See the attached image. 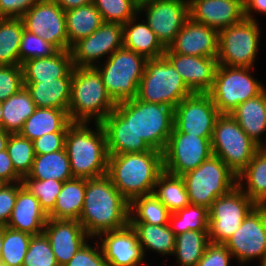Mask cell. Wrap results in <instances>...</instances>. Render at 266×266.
Here are the masks:
<instances>
[{
  "mask_svg": "<svg viewBox=\"0 0 266 266\" xmlns=\"http://www.w3.org/2000/svg\"><path fill=\"white\" fill-rule=\"evenodd\" d=\"M90 238L129 224V202L107 175L86 179L85 198L78 220Z\"/></svg>",
  "mask_w": 266,
  "mask_h": 266,
  "instance_id": "1",
  "label": "cell"
},
{
  "mask_svg": "<svg viewBox=\"0 0 266 266\" xmlns=\"http://www.w3.org/2000/svg\"><path fill=\"white\" fill-rule=\"evenodd\" d=\"M163 171V153L152 149L109 155L106 175L130 203L137 197L153 193L156 180Z\"/></svg>",
  "mask_w": 266,
  "mask_h": 266,
  "instance_id": "2",
  "label": "cell"
},
{
  "mask_svg": "<svg viewBox=\"0 0 266 266\" xmlns=\"http://www.w3.org/2000/svg\"><path fill=\"white\" fill-rule=\"evenodd\" d=\"M92 131L87 123H73L65 137L71 172L77 178H98L107 174L106 134L101 123Z\"/></svg>",
  "mask_w": 266,
  "mask_h": 266,
  "instance_id": "3",
  "label": "cell"
},
{
  "mask_svg": "<svg viewBox=\"0 0 266 266\" xmlns=\"http://www.w3.org/2000/svg\"><path fill=\"white\" fill-rule=\"evenodd\" d=\"M101 74L95 67H76L72 70V88L68 115L72 123H101L115 107Z\"/></svg>",
  "mask_w": 266,
  "mask_h": 266,
  "instance_id": "4",
  "label": "cell"
},
{
  "mask_svg": "<svg viewBox=\"0 0 266 266\" xmlns=\"http://www.w3.org/2000/svg\"><path fill=\"white\" fill-rule=\"evenodd\" d=\"M114 110L152 149L164 152L174 128V108L134 98L118 102Z\"/></svg>",
  "mask_w": 266,
  "mask_h": 266,
  "instance_id": "5",
  "label": "cell"
},
{
  "mask_svg": "<svg viewBox=\"0 0 266 266\" xmlns=\"http://www.w3.org/2000/svg\"><path fill=\"white\" fill-rule=\"evenodd\" d=\"M190 204L211 207L219 197L228 194L238 185L237 175L225 162L211 155L196 169L181 176Z\"/></svg>",
  "mask_w": 266,
  "mask_h": 266,
  "instance_id": "6",
  "label": "cell"
},
{
  "mask_svg": "<svg viewBox=\"0 0 266 266\" xmlns=\"http://www.w3.org/2000/svg\"><path fill=\"white\" fill-rule=\"evenodd\" d=\"M192 94L193 92L165 56L146 60L137 99L175 108L181 100Z\"/></svg>",
  "mask_w": 266,
  "mask_h": 266,
  "instance_id": "7",
  "label": "cell"
},
{
  "mask_svg": "<svg viewBox=\"0 0 266 266\" xmlns=\"http://www.w3.org/2000/svg\"><path fill=\"white\" fill-rule=\"evenodd\" d=\"M146 60L141 54L122 47L108 57L106 64L95 66L116 103L137 97Z\"/></svg>",
  "mask_w": 266,
  "mask_h": 266,
  "instance_id": "8",
  "label": "cell"
},
{
  "mask_svg": "<svg viewBox=\"0 0 266 266\" xmlns=\"http://www.w3.org/2000/svg\"><path fill=\"white\" fill-rule=\"evenodd\" d=\"M212 154L238 176L260 148L230 114H220L211 139Z\"/></svg>",
  "mask_w": 266,
  "mask_h": 266,
  "instance_id": "9",
  "label": "cell"
},
{
  "mask_svg": "<svg viewBox=\"0 0 266 266\" xmlns=\"http://www.w3.org/2000/svg\"><path fill=\"white\" fill-rule=\"evenodd\" d=\"M251 68L218 65L207 92L220 114H230L240 103L261 94L265 88L251 76Z\"/></svg>",
  "mask_w": 266,
  "mask_h": 266,
  "instance_id": "10",
  "label": "cell"
},
{
  "mask_svg": "<svg viewBox=\"0 0 266 266\" xmlns=\"http://www.w3.org/2000/svg\"><path fill=\"white\" fill-rule=\"evenodd\" d=\"M260 29L254 19L241 22L219 31L218 64L231 67L253 68L259 50Z\"/></svg>",
  "mask_w": 266,
  "mask_h": 266,
  "instance_id": "11",
  "label": "cell"
},
{
  "mask_svg": "<svg viewBox=\"0 0 266 266\" xmlns=\"http://www.w3.org/2000/svg\"><path fill=\"white\" fill-rule=\"evenodd\" d=\"M257 205L237 185L209 208V242L224 244Z\"/></svg>",
  "mask_w": 266,
  "mask_h": 266,
  "instance_id": "12",
  "label": "cell"
},
{
  "mask_svg": "<svg viewBox=\"0 0 266 266\" xmlns=\"http://www.w3.org/2000/svg\"><path fill=\"white\" fill-rule=\"evenodd\" d=\"M212 137H199L173 128L163 152L164 171L182 176L196 169L212 154Z\"/></svg>",
  "mask_w": 266,
  "mask_h": 266,
  "instance_id": "13",
  "label": "cell"
},
{
  "mask_svg": "<svg viewBox=\"0 0 266 266\" xmlns=\"http://www.w3.org/2000/svg\"><path fill=\"white\" fill-rule=\"evenodd\" d=\"M242 264L266 258V205H257L242 221L239 229L224 243Z\"/></svg>",
  "mask_w": 266,
  "mask_h": 266,
  "instance_id": "14",
  "label": "cell"
},
{
  "mask_svg": "<svg viewBox=\"0 0 266 266\" xmlns=\"http://www.w3.org/2000/svg\"><path fill=\"white\" fill-rule=\"evenodd\" d=\"M24 29L38 35L57 50H69L65 11L54 0H41L21 17Z\"/></svg>",
  "mask_w": 266,
  "mask_h": 266,
  "instance_id": "15",
  "label": "cell"
},
{
  "mask_svg": "<svg viewBox=\"0 0 266 266\" xmlns=\"http://www.w3.org/2000/svg\"><path fill=\"white\" fill-rule=\"evenodd\" d=\"M219 115L217 107L207 93H193L174 108V127L179 132L212 137Z\"/></svg>",
  "mask_w": 266,
  "mask_h": 266,
  "instance_id": "16",
  "label": "cell"
},
{
  "mask_svg": "<svg viewBox=\"0 0 266 266\" xmlns=\"http://www.w3.org/2000/svg\"><path fill=\"white\" fill-rule=\"evenodd\" d=\"M122 47V24L104 22L91 35L74 43L70 51L74 66L95 67L98 59L108 54L109 57L114 51Z\"/></svg>",
  "mask_w": 266,
  "mask_h": 266,
  "instance_id": "17",
  "label": "cell"
},
{
  "mask_svg": "<svg viewBox=\"0 0 266 266\" xmlns=\"http://www.w3.org/2000/svg\"><path fill=\"white\" fill-rule=\"evenodd\" d=\"M161 44L168 48L189 18L188 0H155L139 9ZM141 11V12H140Z\"/></svg>",
  "mask_w": 266,
  "mask_h": 266,
  "instance_id": "18",
  "label": "cell"
},
{
  "mask_svg": "<svg viewBox=\"0 0 266 266\" xmlns=\"http://www.w3.org/2000/svg\"><path fill=\"white\" fill-rule=\"evenodd\" d=\"M218 39L217 30L189 17L168 49L181 55L217 58Z\"/></svg>",
  "mask_w": 266,
  "mask_h": 266,
  "instance_id": "19",
  "label": "cell"
},
{
  "mask_svg": "<svg viewBox=\"0 0 266 266\" xmlns=\"http://www.w3.org/2000/svg\"><path fill=\"white\" fill-rule=\"evenodd\" d=\"M43 233L48 238L59 266H65L88 242L89 235L78 220L49 218Z\"/></svg>",
  "mask_w": 266,
  "mask_h": 266,
  "instance_id": "20",
  "label": "cell"
},
{
  "mask_svg": "<svg viewBox=\"0 0 266 266\" xmlns=\"http://www.w3.org/2000/svg\"><path fill=\"white\" fill-rule=\"evenodd\" d=\"M189 17L218 32L245 18L244 0H188Z\"/></svg>",
  "mask_w": 266,
  "mask_h": 266,
  "instance_id": "21",
  "label": "cell"
},
{
  "mask_svg": "<svg viewBox=\"0 0 266 266\" xmlns=\"http://www.w3.org/2000/svg\"><path fill=\"white\" fill-rule=\"evenodd\" d=\"M164 56L193 93H207L211 89L219 65L217 58L181 55L168 48Z\"/></svg>",
  "mask_w": 266,
  "mask_h": 266,
  "instance_id": "22",
  "label": "cell"
},
{
  "mask_svg": "<svg viewBox=\"0 0 266 266\" xmlns=\"http://www.w3.org/2000/svg\"><path fill=\"white\" fill-rule=\"evenodd\" d=\"M98 237L102 240L100 245L108 266H139L142 263L144 254L130 224L103 232Z\"/></svg>",
  "mask_w": 266,
  "mask_h": 266,
  "instance_id": "23",
  "label": "cell"
},
{
  "mask_svg": "<svg viewBox=\"0 0 266 266\" xmlns=\"http://www.w3.org/2000/svg\"><path fill=\"white\" fill-rule=\"evenodd\" d=\"M48 219L38 199L22 185L18 189L15 206L6 226L31 235H39L43 233Z\"/></svg>",
  "mask_w": 266,
  "mask_h": 266,
  "instance_id": "24",
  "label": "cell"
},
{
  "mask_svg": "<svg viewBox=\"0 0 266 266\" xmlns=\"http://www.w3.org/2000/svg\"><path fill=\"white\" fill-rule=\"evenodd\" d=\"M101 125L106 134L108 155L141 153L152 150L143 138L134 133L129 123L115 110L107 115Z\"/></svg>",
  "mask_w": 266,
  "mask_h": 266,
  "instance_id": "25",
  "label": "cell"
},
{
  "mask_svg": "<svg viewBox=\"0 0 266 266\" xmlns=\"http://www.w3.org/2000/svg\"><path fill=\"white\" fill-rule=\"evenodd\" d=\"M24 83H40L57 78H72L71 51L58 50L50 57H39L21 64Z\"/></svg>",
  "mask_w": 266,
  "mask_h": 266,
  "instance_id": "26",
  "label": "cell"
},
{
  "mask_svg": "<svg viewBox=\"0 0 266 266\" xmlns=\"http://www.w3.org/2000/svg\"><path fill=\"white\" fill-rule=\"evenodd\" d=\"M230 115L241 129L259 146L260 136L266 131V89L254 98L240 103Z\"/></svg>",
  "mask_w": 266,
  "mask_h": 266,
  "instance_id": "27",
  "label": "cell"
},
{
  "mask_svg": "<svg viewBox=\"0 0 266 266\" xmlns=\"http://www.w3.org/2000/svg\"><path fill=\"white\" fill-rule=\"evenodd\" d=\"M137 16L123 24V47L141 54L146 59L164 56L165 47L145 20L135 23Z\"/></svg>",
  "mask_w": 266,
  "mask_h": 266,
  "instance_id": "28",
  "label": "cell"
},
{
  "mask_svg": "<svg viewBox=\"0 0 266 266\" xmlns=\"http://www.w3.org/2000/svg\"><path fill=\"white\" fill-rule=\"evenodd\" d=\"M72 124L68 110L37 107L19 134L33 141L47 133L67 132Z\"/></svg>",
  "mask_w": 266,
  "mask_h": 266,
  "instance_id": "29",
  "label": "cell"
},
{
  "mask_svg": "<svg viewBox=\"0 0 266 266\" xmlns=\"http://www.w3.org/2000/svg\"><path fill=\"white\" fill-rule=\"evenodd\" d=\"M36 107L68 110L72 78H57L40 83H24Z\"/></svg>",
  "mask_w": 266,
  "mask_h": 266,
  "instance_id": "30",
  "label": "cell"
},
{
  "mask_svg": "<svg viewBox=\"0 0 266 266\" xmlns=\"http://www.w3.org/2000/svg\"><path fill=\"white\" fill-rule=\"evenodd\" d=\"M86 189V178L66 180L58 194L54 209L49 218L57 220H79L82 212Z\"/></svg>",
  "mask_w": 266,
  "mask_h": 266,
  "instance_id": "31",
  "label": "cell"
},
{
  "mask_svg": "<svg viewBox=\"0 0 266 266\" xmlns=\"http://www.w3.org/2000/svg\"><path fill=\"white\" fill-rule=\"evenodd\" d=\"M238 186L256 205H266V150L260 147L237 176ZM247 186H243V180Z\"/></svg>",
  "mask_w": 266,
  "mask_h": 266,
  "instance_id": "32",
  "label": "cell"
},
{
  "mask_svg": "<svg viewBox=\"0 0 266 266\" xmlns=\"http://www.w3.org/2000/svg\"><path fill=\"white\" fill-rule=\"evenodd\" d=\"M65 16L69 50L74 43L91 35L104 23L94 3L67 10Z\"/></svg>",
  "mask_w": 266,
  "mask_h": 266,
  "instance_id": "33",
  "label": "cell"
},
{
  "mask_svg": "<svg viewBox=\"0 0 266 266\" xmlns=\"http://www.w3.org/2000/svg\"><path fill=\"white\" fill-rule=\"evenodd\" d=\"M36 105L25 87L2 101V128L10 134L19 133L24 122L34 113Z\"/></svg>",
  "mask_w": 266,
  "mask_h": 266,
  "instance_id": "34",
  "label": "cell"
},
{
  "mask_svg": "<svg viewBox=\"0 0 266 266\" xmlns=\"http://www.w3.org/2000/svg\"><path fill=\"white\" fill-rule=\"evenodd\" d=\"M69 157L65 148L60 151L36 155L30 173L23 179L48 180L65 182L72 179Z\"/></svg>",
  "mask_w": 266,
  "mask_h": 266,
  "instance_id": "35",
  "label": "cell"
},
{
  "mask_svg": "<svg viewBox=\"0 0 266 266\" xmlns=\"http://www.w3.org/2000/svg\"><path fill=\"white\" fill-rule=\"evenodd\" d=\"M129 224L137 234L144 256H146L145 249L156 251L163 256L174 254L176 236L169 225Z\"/></svg>",
  "mask_w": 266,
  "mask_h": 266,
  "instance_id": "36",
  "label": "cell"
},
{
  "mask_svg": "<svg viewBox=\"0 0 266 266\" xmlns=\"http://www.w3.org/2000/svg\"><path fill=\"white\" fill-rule=\"evenodd\" d=\"M153 194L166 206L170 213H175L190 204L182 177L166 171H163L156 180Z\"/></svg>",
  "mask_w": 266,
  "mask_h": 266,
  "instance_id": "37",
  "label": "cell"
},
{
  "mask_svg": "<svg viewBox=\"0 0 266 266\" xmlns=\"http://www.w3.org/2000/svg\"><path fill=\"white\" fill-rule=\"evenodd\" d=\"M170 214L153 193L137 197L129 203V223L168 225Z\"/></svg>",
  "mask_w": 266,
  "mask_h": 266,
  "instance_id": "38",
  "label": "cell"
},
{
  "mask_svg": "<svg viewBox=\"0 0 266 266\" xmlns=\"http://www.w3.org/2000/svg\"><path fill=\"white\" fill-rule=\"evenodd\" d=\"M23 30L21 18L0 17V65H19Z\"/></svg>",
  "mask_w": 266,
  "mask_h": 266,
  "instance_id": "39",
  "label": "cell"
},
{
  "mask_svg": "<svg viewBox=\"0 0 266 266\" xmlns=\"http://www.w3.org/2000/svg\"><path fill=\"white\" fill-rule=\"evenodd\" d=\"M209 231H187L176 236L174 254L180 266H196L209 243Z\"/></svg>",
  "mask_w": 266,
  "mask_h": 266,
  "instance_id": "40",
  "label": "cell"
},
{
  "mask_svg": "<svg viewBox=\"0 0 266 266\" xmlns=\"http://www.w3.org/2000/svg\"><path fill=\"white\" fill-rule=\"evenodd\" d=\"M168 225L175 236L187 231H209V209L189 204L185 208L171 213Z\"/></svg>",
  "mask_w": 266,
  "mask_h": 266,
  "instance_id": "41",
  "label": "cell"
},
{
  "mask_svg": "<svg viewBox=\"0 0 266 266\" xmlns=\"http://www.w3.org/2000/svg\"><path fill=\"white\" fill-rule=\"evenodd\" d=\"M32 235L3 227L1 266H22Z\"/></svg>",
  "mask_w": 266,
  "mask_h": 266,
  "instance_id": "42",
  "label": "cell"
},
{
  "mask_svg": "<svg viewBox=\"0 0 266 266\" xmlns=\"http://www.w3.org/2000/svg\"><path fill=\"white\" fill-rule=\"evenodd\" d=\"M6 149L15 171L22 178L26 177L32 169L36 156L33 141L22 137L19 133L10 134Z\"/></svg>",
  "mask_w": 266,
  "mask_h": 266,
  "instance_id": "43",
  "label": "cell"
},
{
  "mask_svg": "<svg viewBox=\"0 0 266 266\" xmlns=\"http://www.w3.org/2000/svg\"><path fill=\"white\" fill-rule=\"evenodd\" d=\"M93 3L104 22L123 25L139 14V10L132 0H94Z\"/></svg>",
  "mask_w": 266,
  "mask_h": 266,
  "instance_id": "44",
  "label": "cell"
},
{
  "mask_svg": "<svg viewBox=\"0 0 266 266\" xmlns=\"http://www.w3.org/2000/svg\"><path fill=\"white\" fill-rule=\"evenodd\" d=\"M22 183L38 199L47 215L54 209L57 196L64 184L55 179H22Z\"/></svg>",
  "mask_w": 266,
  "mask_h": 266,
  "instance_id": "45",
  "label": "cell"
},
{
  "mask_svg": "<svg viewBox=\"0 0 266 266\" xmlns=\"http://www.w3.org/2000/svg\"><path fill=\"white\" fill-rule=\"evenodd\" d=\"M22 266H59L44 233L32 235Z\"/></svg>",
  "mask_w": 266,
  "mask_h": 266,
  "instance_id": "46",
  "label": "cell"
},
{
  "mask_svg": "<svg viewBox=\"0 0 266 266\" xmlns=\"http://www.w3.org/2000/svg\"><path fill=\"white\" fill-rule=\"evenodd\" d=\"M57 51L52 44L24 29L19 47V65L33 58L50 57Z\"/></svg>",
  "mask_w": 266,
  "mask_h": 266,
  "instance_id": "47",
  "label": "cell"
},
{
  "mask_svg": "<svg viewBox=\"0 0 266 266\" xmlns=\"http://www.w3.org/2000/svg\"><path fill=\"white\" fill-rule=\"evenodd\" d=\"M23 87L21 65H0V101L8 99Z\"/></svg>",
  "mask_w": 266,
  "mask_h": 266,
  "instance_id": "48",
  "label": "cell"
},
{
  "mask_svg": "<svg viewBox=\"0 0 266 266\" xmlns=\"http://www.w3.org/2000/svg\"><path fill=\"white\" fill-rule=\"evenodd\" d=\"M96 247L84 244L65 266H108L100 243Z\"/></svg>",
  "mask_w": 266,
  "mask_h": 266,
  "instance_id": "49",
  "label": "cell"
},
{
  "mask_svg": "<svg viewBox=\"0 0 266 266\" xmlns=\"http://www.w3.org/2000/svg\"><path fill=\"white\" fill-rule=\"evenodd\" d=\"M232 257L225 244L209 242L196 266H230Z\"/></svg>",
  "mask_w": 266,
  "mask_h": 266,
  "instance_id": "50",
  "label": "cell"
},
{
  "mask_svg": "<svg viewBox=\"0 0 266 266\" xmlns=\"http://www.w3.org/2000/svg\"><path fill=\"white\" fill-rule=\"evenodd\" d=\"M23 185L22 182L12 184H2L0 187V226L5 227L11 216L18 189Z\"/></svg>",
  "mask_w": 266,
  "mask_h": 266,
  "instance_id": "51",
  "label": "cell"
},
{
  "mask_svg": "<svg viewBox=\"0 0 266 266\" xmlns=\"http://www.w3.org/2000/svg\"><path fill=\"white\" fill-rule=\"evenodd\" d=\"M67 132L47 133L33 140L34 151L36 155H43L65 148V137Z\"/></svg>",
  "mask_w": 266,
  "mask_h": 266,
  "instance_id": "52",
  "label": "cell"
},
{
  "mask_svg": "<svg viewBox=\"0 0 266 266\" xmlns=\"http://www.w3.org/2000/svg\"><path fill=\"white\" fill-rule=\"evenodd\" d=\"M39 1L41 0H0V17L20 18Z\"/></svg>",
  "mask_w": 266,
  "mask_h": 266,
  "instance_id": "53",
  "label": "cell"
},
{
  "mask_svg": "<svg viewBox=\"0 0 266 266\" xmlns=\"http://www.w3.org/2000/svg\"><path fill=\"white\" fill-rule=\"evenodd\" d=\"M22 177L15 171L7 149L0 152V181L3 184L22 182Z\"/></svg>",
  "mask_w": 266,
  "mask_h": 266,
  "instance_id": "54",
  "label": "cell"
},
{
  "mask_svg": "<svg viewBox=\"0 0 266 266\" xmlns=\"http://www.w3.org/2000/svg\"><path fill=\"white\" fill-rule=\"evenodd\" d=\"M253 10L266 14V0H244L245 18L254 20V16L251 15Z\"/></svg>",
  "mask_w": 266,
  "mask_h": 266,
  "instance_id": "55",
  "label": "cell"
},
{
  "mask_svg": "<svg viewBox=\"0 0 266 266\" xmlns=\"http://www.w3.org/2000/svg\"><path fill=\"white\" fill-rule=\"evenodd\" d=\"M64 11L85 6L94 2V0H54Z\"/></svg>",
  "mask_w": 266,
  "mask_h": 266,
  "instance_id": "56",
  "label": "cell"
},
{
  "mask_svg": "<svg viewBox=\"0 0 266 266\" xmlns=\"http://www.w3.org/2000/svg\"><path fill=\"white\" fill-rule=\"evenodd\" d=\"M9 136V132H6L3 128H0V152L7 148Z\"/></svg>",
  "mask_w": 266,
  "mask_h": 266,
  "instance_id": "57",
  "label": "cell"
},
{
  "mask_svg": "<svg viewBox=\"0 0 266 266\" xmlns=\"http://www.w3.org/2000/svg\"><path fill=\"white\" fill-rule=\"evenodd\" d=\"M155 0H132L133 4L138 8V10L150 3H153Z\"/></svg>",
  "mask_w": 266,
  "mask_h": 266,
  "instance_id": "58",
  "label": "cell"
},
{
  "mask_svg": "<svg viewBox=\"0 0 266 266\" xmlns=\"http://www.w3.org/2000/svg\"><path fill=\"white\" fill-rule=\"evenodd\" d=\"M2 245H3V226H0V266H1Z\"/></svg>",
  "mask_w": 266,
  "mask_h": 266,
  "instance_id": "59",
  "label": "cell"
},
{
  "mask_svg": "<svg viewBox=\"0 0 266 266\" xmlns=\"http://www.w3.org/2000/svg\"><path fill=\"white\" fill-rule=\"evenodd\" d=\"M0 128H2V101H0Z\"/></svg>",
  "mask_w": 266,
  "mask_h": 266,
  "instance_id": "60",
  "label": "cell"
},
{
  "mask_svg": "<svg viewBox=\"0 0 266 266\" xmlns=\"http://www.w3.org/2000/svg\"><path fill=\"white\" fill-rule=\"evenodd\" d=\"M260 266H266V258L264 260L261 261Z\"/></svg>",
  "mask_w": 266,
  "mask_h": 266,
  "instance_id": "61",
  "label": "cell"
},
{
  "mask_svg": "<svg viewBox=\"0 0 266 266\" xmlns=\"http://www.w3.org/2000/svg\"><path fill=\"white\" fill-rule=\"evenodd\" d=\"M265 143H266V141H265ZM262 148L266 150V145L264 144Z\"/></svg>",
  "mask_w": 266,
  "mask_h": 266,
  "instance_id": "62",
  "label": "cell"
}]
</instances>
